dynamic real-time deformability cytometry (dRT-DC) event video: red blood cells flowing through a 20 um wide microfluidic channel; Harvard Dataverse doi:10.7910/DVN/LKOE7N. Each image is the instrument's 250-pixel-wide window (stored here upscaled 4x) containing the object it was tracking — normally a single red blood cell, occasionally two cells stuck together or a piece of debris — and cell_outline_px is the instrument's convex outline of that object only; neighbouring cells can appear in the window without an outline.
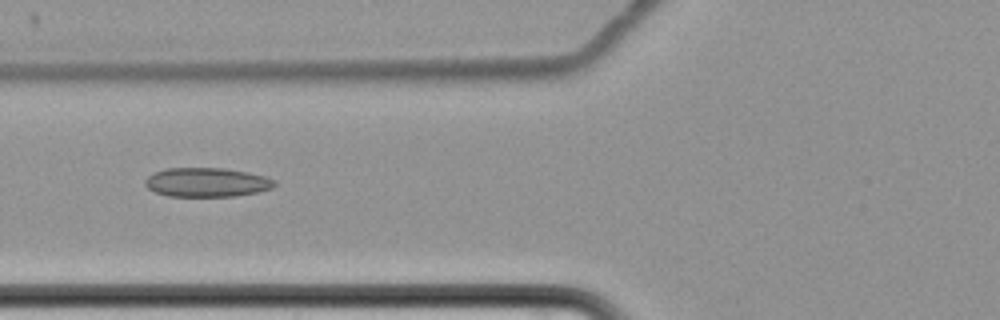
{"species": "common noctule bat (a hibernating species)", "species_latin": "Nyctalus noctula", "temperature_condition": "cold", "stored_images_in_passage": 16, "camera_frame_rate_fps": 3000, "um_per_image_px": 0.085, "animal": {"sex": "female", "body_mass_g": 22.7, "forearm_length_mm": 54.2}, "frame": {"image": 1, "passage_image": 7, "time_ms": 8.333, "image_size_px": [1000, 320], "cell_outline_px": [[276, 184], [272, 188], [260, 192], [232, 196], [168, 196], [156, 192], [148, 188], [144, 184], [144, 180], [148, 176], [156, 172], [168, 168], [224, 168], [248, 172], [264, 176], [276, 180]], "centroid_in_image_um": [17.6, 15.49], "position_along_channel_um": 108.2, "area_um2": 21.96}}
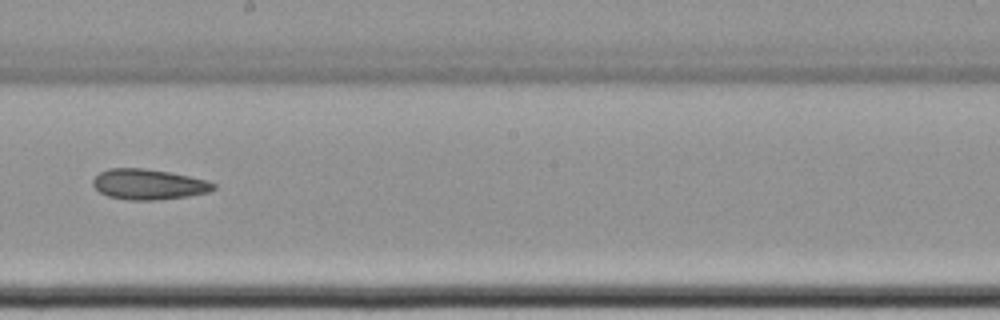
{"frame": {"image": 2, "passage_image": 10, "time_ms": 12.0, "image_size_px": [1000, 320], "cell_outline_px": [[216, 188], [208, 192], [188, 196], [152, 200], [128, 200], [108, 196], [100, 192], [92, 184], [92, 180], [100, 172], [108, 168], [144, 168], [168, 172], [208, 180], [216, 184]], "centroid_in_image_um": [12.62, 15.66], "position_along_channel_um": 235.6, "area_um2": 21.33}}
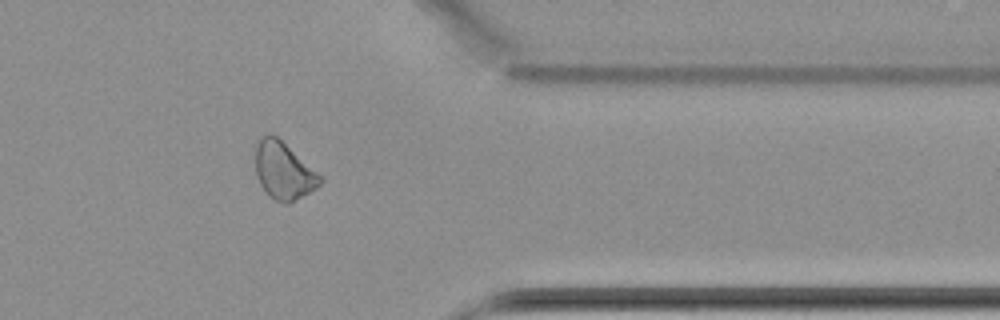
{"frame": {"image": 3, "passage_image": 14, "time_ms": 16.667, "image_size_px": [1000, 320], "cell_outline_px": [[324, 180], [316, 188], [288, 204], [284, 204], [268, 196], [260, 184], [256, 176], [256, 144], [268, 132], [276, 136], [324, 176]], "centroid_in_image_um": [24.13, 14.53], "position_along_channel_um": 387.3, "area_um2": 21.68}, "authors_computed_cell_mechanics": {"area_um2": 22.4842, "velocity_mm_per_s": 3.4836, "shape_relaxation_time_tau1_ms": 3.8183, "shape_relaxation_time_tau2_ms": null, "deformation_change_tau1": 0.0549, "deformation_change_tau2": null}}